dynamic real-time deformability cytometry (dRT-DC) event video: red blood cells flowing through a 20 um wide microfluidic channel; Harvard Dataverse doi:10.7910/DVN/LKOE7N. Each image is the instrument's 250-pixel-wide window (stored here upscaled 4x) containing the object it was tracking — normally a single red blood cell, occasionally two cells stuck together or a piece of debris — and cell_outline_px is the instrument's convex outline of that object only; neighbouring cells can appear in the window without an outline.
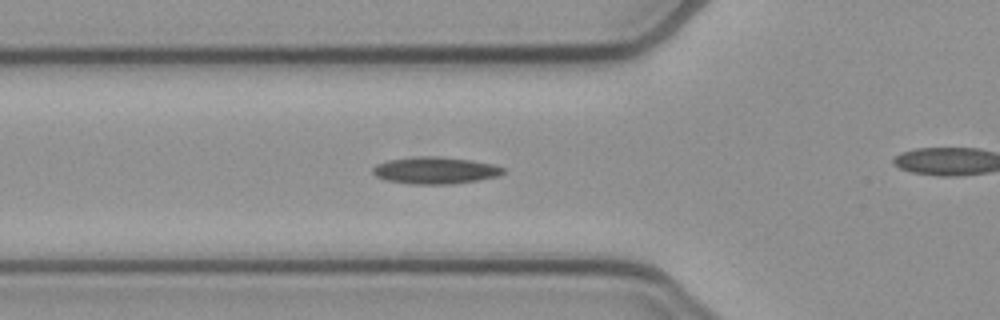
{"species": "common noctule bat (a hibernating species)", "species_latin": "Nyctalus noctula", "temperature_condition": "cold", "stored_images_in_passage": 26, "camera_frame_rate_fps": 3000, "um_per_image_px": 0.085, "animal": {"sex": "female", "body_mass_g": 21.9}, "frame": {"image": 1, "passage_image": 2, "time_ms": 0.333, "image_size_px": [1000, 320], "cell_outline_px": [[504, 172], [496, 176], [476, 180], [452, 184], [408, 184], [384, 180], [376, 176], [372, 172], [372, 168], [376, 164], [388, 160], [416, 156], [436, 156], [472, 160], [492, 164], [504, 168]], "centroid_in_image_um": [36.93, 14.48], "position_along_channel_um": 88.9, "area_um2": 20.46}}
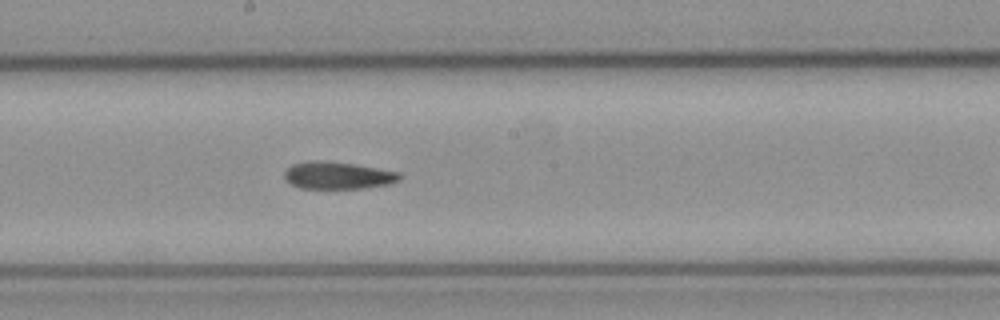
{"frame": {"image": 2, "passage_image": 12, "time_ms": 3.667, "image_size_px": [1000, 320], "cell_outline_px": [[400, 180], [388, 184], [364, 188], [300, 188], [284, 180], [284, 172], [292, 164], [312, 160], [320, 160], [352, 164], [400, 172]], "centroid_in_image_um": [28.68, 14.91], "position_along_channel_um": 219.5, "area_um2": 18.15}}
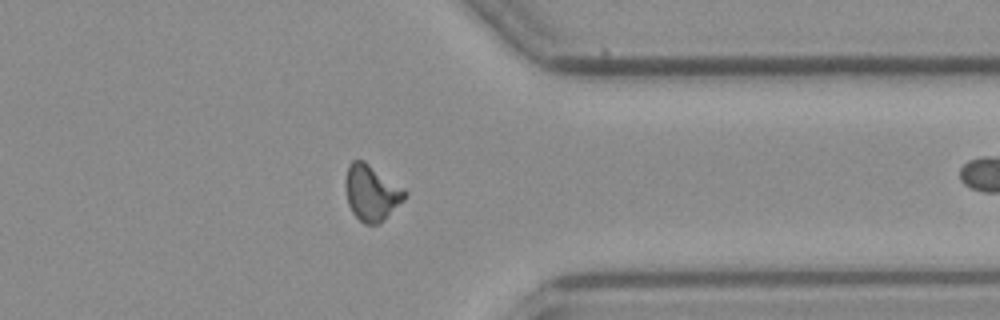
{"frame": {"image": 3, "passage_image": 25, "time_ms": 8.0, "image_size_px": [1000, 320], "cell_outline_px": [[408, 196], [380, 224], [364, 224], [352, 212], [348, 204], [344, 184], [344, 180], [348, 164], [352, 160], [364, 160], [404, 188], [408, 192]], "centroid_in_image_um": [31.57, 16.38], "position_along_channel_um": 379.8, "area_um2": 19.59}}